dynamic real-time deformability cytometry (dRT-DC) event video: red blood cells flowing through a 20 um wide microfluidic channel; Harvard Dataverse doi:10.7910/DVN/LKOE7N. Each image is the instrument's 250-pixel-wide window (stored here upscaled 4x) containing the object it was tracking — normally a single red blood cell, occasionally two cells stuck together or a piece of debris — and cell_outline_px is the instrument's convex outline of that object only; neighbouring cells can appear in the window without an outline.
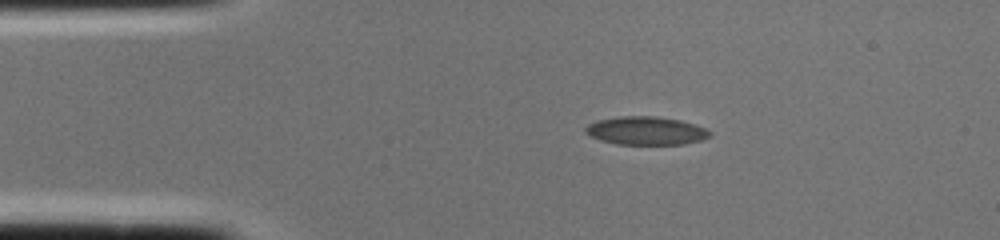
{"species": "common noctule bat (a hibernating species)", "species_latin": "Nyctalus noctula", "temperature_condition": "cold", "stored_images_in_passage": 1, "camera_frame_rate_fps": 3000, "um_per_image_px": 0.085, "animal": {"sex": "female", "body_mass_g": 22.0, "forearm_length_mm": 56.7}, "frame": {"image": 1, "passage_image": 1, "time_ms": 0.0, "image_size_px": [1000, 240], "cell_outline_px": [[712, 136], [700, 140], [684, 144], [616, 144], [600, 140], [584, 132], [584, 128], [588, 124], [596, 120], [620, 116], [656, 116], [680, 120], [696, 124], [712, 132]], "centroid_in_image_um": [54.91, 11.1], "position_along_channel_um": 30.1, "area_um2": 20.58}}